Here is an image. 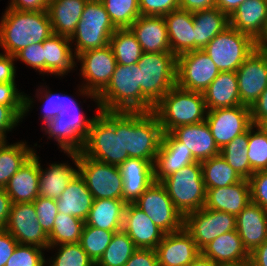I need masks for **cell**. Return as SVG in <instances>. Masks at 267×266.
<instances>
[{
  "label": "cell",
  "instance_id": "cell-1",
  "mask_svg": "<svg viewBox=\"0 0 267 266\" xmlns=\"http://www.w3.org/2000/svg\"><path fill=\"white\" fill-rule=\"evenodd\" d=\"M47 11H19L6 7L0 20V47L15 56L33 43H42L53 35Z\"/></svg>",
  "mask_w": 267,
  "mask_h": 266
},
{
  "label": "cell",
  "instance_id": "cell-2",
  "mask_svg": "<svg viewBox=\"0 0 267 266\" xmlns=\"http://www.w3.org/2000/svg\"><path fill=\"white\" fill-rule=\"evenodd\" d=\"M80 152L84 156L115 166L126 161L129 156L123 155L122 111H98Z\"/></svg>",
  "mask_w": 267,
  "mask_h": 266
},
{
  "label": "cell",
  "instance_id": "cell-3",
  "mask_svg": "<svg viewBox=\"0 0 267 266\" xmlns=\"http://www.w3.org/2000/svg\"><path fill=\"white\" fill-rule=\"evenodd\" d=\"M139 66L117 64L107 86L97 95L103 111L151 112L154 106L143 96Z\"/></svg>",
  "mask_w": 267,
  "mask_h": 266
},
{
  "label": "cell",
  "instance_id": "cell-4",
  "mask_svg": "<svg viewBox=\"0 0 267 266\" xmlns=\"http://www.w3.org/2000/svg\"><path fill=\"white\" fill-rule=\"evenodd\" d=\"M163 131L156 114L122 111L123 155L155 163Z\"/></svg>",
  "mask_w": 267,
  "mask_h": 266
},
{
  "label": "cell",
  "instance_id": "cell-5",
  "mask_svg": "<svg viewBox=\"0 0 267 266\" xmlns=\"http://www.w3.org/2000/svg\"><path fill=\"white\" fill-rule=\"evenodd\" d=\"M163 133H170L182 125L196 124L206 120L207 107L204 94L175 85L154 106Z\"/></svg>",
  "mask_w": 267,
  "mask_h": 266
},
{
  "label": "cell",
  "instance_id": "cell-6",
  "mask_svg": "<svg viewBox=\"0 0 267 266\" xmlns=\"http://www.w3.org/2000/svg\"><path fill=\"white\" fill-rule=\"evenodd\" d=\"M160 183L183 217L205 206L207 190L202 178L201 162L184 166L163 178Z\"/></svg>",
  "mask_w": 267,
  "mask_h": 266
},
{
  "label": "cell",
  "instance_id": "cell-7",
  "mask_svg": "<svg viewBox=\"0 0 267 266\" xmlns=\"http://www.w3.org/2000/svg\"><path fill=\"white\" fill-rule=\"evenodd\" d=\"M137 65L141 93L155 106L176 85L177 56L173 53H143Z\"/></svg>",
  "mask_w": 267,
  "mask_h": 266
},
{
  "label": "cell",
  "instance_id": "cell-8",
  "mask_svg": "<svg viewBox=\"0 0 267 266\" xmlns=\"http://www.w3.org/2000/svg\"><path fill=\"white\" fill-rule=\"evenodd\" d=\"M116 29L103 3L100 0H88L81 19L69 38L71 44L74 43L75 56L84 51L109 45L110 38Z\"/></svg>",
  "mask_w": 267,
  "mask_h": 266
},
{
  "label": "cell",
  "instance_id": "cell-9",
  "mask_svg": "<svg viewBox=\"0 0 267 266\" xmlns=\"http://www.w3.org/2000/svg\"><path fill=\"white\" fill-rule=\"evenodd\" d=\"M257 47L258 43L252 37L229 26L202 50L220 72H236Z\"/></svg>",
  "mask_w": 267,
  "mask_h": 266
},
{
  "label": "cell",
  "instance_id": "cell-10",
  "mask_svg": "<svg viewBox=\"0 0 267 266\" xmlns=\"http://www.w3.org/2000/svg\"><path fill=\"white\" fill-rule=\"evenodd\" d=\"M77 62L81 65L80 75L85 81L78 87L79 95L93 99L100 111L97 95L107 86L117 65L112 48L107 45L84 51L76 56Z\"/></svg>",
  "mask_w": 267,
  "mask_h": 266
},
{
  "label": "cell",
  "instance_id": "cell-11",
  "mask_svg": "<svg viewBox=\"0 0 267 266\" xmlns=\"http://www.w3.org/2000/svg\"><path fill=\"white\" fill-rule=\"evenodd\" d=\"M81 106H67L57 117L42 126L44 135L58 144L61 152L79 153L95 116L86 117Z\"/></svg>",
  "mask_w": 267,
  "mask_h": 266
},
{
  "label": "cell",
  "instance_id": "cell-12",
  "mask_svg": "<svg viewBox=\"0 0 267 266\" xmlns=\"http://www.w3.org/2000/svg\"><path fill=\"white\" fill-rule=\"evenodd\" d=\"M78 173L95 199L122 200L123 179L118 166L77 153Z\"/></svg>",
  "mask_w": 267,
  "mask_h": 266
},
{
  "label": "cell",
  "instance_id": "cell-13",
  "mask_svg": "<svg viewBox=\"0 0 267 266\" xmlns=\"http://www.w3.org/2000/svg\"><path fill=\"white\" fill-rule=\"evenodd\" d=\"M142 210L165 234L184 228V217L176 209L165 187L155 181L133 203Z\"/></svg>",
  "mask_w": 267,
  "mask_h": 266
},
{
  "label": "cell",
  "instance_id": "cell-14",
  "mask_svg": "<svg viewBox=\"0 0 267 266\" xmlns=\"http://www.w3.org/2000/svg\"><path fill=\"white\" fill-rule=\"evenodd\" d=\"M219 73L215 63L202 49L177 56L176 85L183 89L204 93Z\"/></svg>",
  "mask_w": 267,
  "mask_h": 266
},
{
  "label": "cell",
  "instance_id": "cell-15",
  "mask_svg": "<svg viewBox=\"0 0 267 266\" xmlns=\"http://www.w3.org/2000/svg\"><path fill=\"white\" fill-rule=\"evenodd\" d=\"M184 229L202 250L223 233L236 230V216L203 207L184 217Z\"/></svg>",
  "mask_w": 267,
  "mask_h": 266
},
{
  "label": "cell",
  "instance_id": "cell-16",
  "mask_svg": "<svg viewBox=\"0 0 267 266\" xmlns=\"http://www.w3.org/2000/svg\"><path fill=\"white\" fill-rule=\"evenodd\" d=\"M205 121L219 149L253 125L250 107L246 105L209 110Z\"/></svg>",
  "mask_w": 267,
  "mask_h": 266
},
{
  "label": "cell",
  "instance_id": "cell-17",
  "mask_svg": "<svg viewBox=\"0 0 267 266\" xmlns=\"http://www.w3.org/2000/svg\"><path fill=\"white\" fill-rule=\"evenodd\" d=\"M21 245H34L47 250L48 235L38 223L33 202L13 203L5 227Z\"/></svg>",
  "mask_w": 267,
  "mask_h": 266
},
{
  "label": "cell",
  "instance_id": "cell-18",
  "mask_svg": "<svg viewBox=\"0 0 267 266\" xmlns=\"http://www.w3.org/2000/svg\"><path fill=\"white\" fill-rule=\"evenodd\" d=\"M236 75L241 104L251 107L267 88V54L257 47Z\"/></svg>",
  "mask_w": 267,
  "mask_h": 266
},
{
  "label": "cell",
  "instance_id": "cell-19",
  "mask_svg": "<svg viewBox=\"0 0 267 266\" xmlns=\"http://www.w3.org/2000/svg\"><path fill=\"white\" fill-rule=\"evenodd\" d=\"M158 265L189 266L200 254L192 236L183 228L165 234L156 249Z\"/></svg>",
  "mask_w": 267,
  "mask_h": 266
},
{
  "label": "cell",
  "instance_id": "cell-20",
  "mask_svg": "<svg viewBox=\"0 0 267 266\" xmlns=\"http://www.w3.org/2000/svg\"><path fill=\"white\" fill-rule=\"evenodd\" d=\"M122 230L130 237L136 248L156 249L165 233L133 203H127Z\"/></svg>",
  "mask_w": 267,
  "mask_h": 266
},
{
  "label": "cell",
  "instance_id": "cell-21",
  "mask_svg": "<svg viewBox=\"0 0 267 266\" xmlns=\"http://www.w3.org/2000/svg\"><path fill=\"white\" fill-rule=\"evenodd\" d=\"M129 29L144 53H172L163 16L141 15Z\"/></svg>",
  "mask_w": 267,
  "mask_h": 266
},
{
  "label": "cell",
  "instance_id": "cell-22",
  "mask_svg": "<svg viewBox=\"0 0 267 266\" xmlns=\"http://www.w3.org/2000/svg\"><path fill=\"white\" fill-rule=\"evenodd\" d=\"M122 179V200L134 203L155 182L154 164L141 158H128L118 166Z\"/></svg>",
  "mask_w": 267,
  "mask_h": 266
},
{
  "label": "cell",
  "instance_id": "cell-23",
  "mask_svg": "<svg viewBox=\"0 0 267 266\" xmlns=\"http://www.w3.org/2000/svg\"><path fill=\"white\" fill-rule=\"evenodd\" d=\"M190 150L196 162H203L220 154L206 121L178 126L170 132Z\"/></svg>",
  "mask_w": 267,
  "mask_h": 266
},
{
  "label": "cell",
  "instance_id": "cell-24",
  "mask_svg": "<svg viewBox=\"0 0 267 266\" xmlns=\"http://www.w3.org/2000/svg\"><path fill=\"white\" fill-rule=\"evenodd\" d=\"M196 162L190 150L184 147L171 133H163L154 163V179L160 182L171 173Z\"/></svg>",
  "mask_w": 267,
  "mask_h": 266
},
{
  "label": "cell",
  "instance_id": "cell-25",
  "mask_svg": "<svg viewBox=\"0 0 267 266\" xmlns=\"http://www.w3.org/2000/svg\"><path fill=\"white\" fill-rule=\"evenodd\" d=\"M236 230L245 249L252 253L267 240V210L249 203L236 216Z\"/></svg>",
  "mask_w": 267,
  "mask_h": 266
},
{
  "label": "cell",
  "instance_id": "cell-26",
  "mask_svg": "<svg viewBox=\"0 0 267 266\" xmlns=\"http://www.w3.org/2000/svg\"><path fill=\"white\" fill-rule=\"evenodd\" d=\"M229 24L258 43L267 29V0H246L229 16Z\"/></svg>",
  "mask_w": 267,
  "mask_h": 266
},
{
  "label": "cell",
  "instance_id": "cell-27",
  "mask_svg": "<svg viewBox=\"0 0 267 266\" xmlns=\"http://www.w3.org/2000/svg\"><path fill=\"white\" fill-rule=\"evenodd\" d=\"M39 158L35 151L4 187L12 204L34 202L39 196Z\"/></svg>",
  "mask_w": 267,
  "mask_h": 266
},
{
  "label": "cell",
  "instance_id": "cell-28",
  "mask_svg": "<svg viewBox=\"0 0 267 266\" xmlns=\"http://www.w3.org/2000/svg\"><path fill=\"white\" fill-rule=\"evenodd\" d=\"M72 159L75 168L66 163H51L43 169L39 161V196L57 200L67 188L69 182L78 173V157L76 152H65Z\"/></svg>",
  "mask_w": 267,
  "mask_h": 266
},
{
  "label": "cell",
  "instance_id": "cell-29",
  "mask_svg": "<svg viewBox=\"0 0 267 266\" xmlns=\"http://www.w3.org/2000/svg\"><path fill=\"white\" fill-rule=\"evenodd\" d=\"M205 208L223 211L237 216L251 203L250 185L247 179H242L227 187L206 189Z\"/></svg>",
  "mask_w": 267,
  "mask_h": 266
},
{
  "label": "cell",
  "instance_id": "cell-30",
  "mask_svg": "<svg viewBox=\"0 0 267 266\" xmlns=\"http://www.w3.org/2000/svg\"><path fill=\"white\" fill-rule=\"evenodd\" d=\"M44 75L65 76L76 66V56L69 37L53 34L43 41ZM67 73V74H66Z\"/></svg>",
  "mask_w": 267,
  "mask_h": 266
},
{
  "label": "cell",
  "instance_id": "cell-31",
  "mask_svg": "<svg viewBox=\"0 0 267 266\" xmlns=\"http://www.w3.org/2000/svg\"><path fill=\"white\" fill-rule=\"evenodd\" d=\"M163 17L167 26L171 52L178 56L195 50L193 13L179 8Z\"/></svg>",
  "mask_w": 267,
  "mask_h": 266
},
{
  "label": "cell",
  "instance_id": "cell-32",
  "mask_svg": "<svg viewBox=\"0 0 267 266\" xmlns=\"http://www.w3.org/2000/svg\"><path fill=\"white\" fill-rule=\"evenodd\" d=\"M201 253L218 265L236 264L250 259L237 230H233L215 238Z\"/></svg>",
  "mask_w": 267,
  "mask_h": 266
},
{
  "label": "cell",
  "instance_id": "cell-33",
  "mask_svg": "<svg viewBox=\"0 0 267 266\" xmlns=\"http://www.w3.org/2000/svg\"><path fill=\"white\" fill-rule=\"evenodd\" d=\"M93 201V195L87 188L84 179L77 173L56 200V203L58 213L72 215L86 221Z\"/></svg>",
  "mask_w": 267,
  "mask_h": 266
},
{
  "label": "cell",
  "instance_id": "cell-34",
  "mask_svg": "<svg viewBox=\"0 0 267 266\" xmlns=\"http://www.w3.org/2000/svg\"><path fill=\"white\" fill-rule=\"evenodd\" d=\"M203 94L207 111L242 105L236 72H220Z\"/></svg>",
  "mask_w": 267,
  "mask_h": 266
},
{
  "label": "cell",
  "instance_id": "cell-35",
  "mask_svg": "<svg viewBox=\"0 0 267 266\" xmlns=\"http://www.w3.org/2000/svg\"><path fill=\"white\" fill-rule=\"evenodd\" d=\"M88 0H50L48 15L55 35L71 37Z\"/></svg>",
  "mask_w": 267,
  "mask_h": 266
},
{
  "label": "cell",
  "instance_id": "cell-36",
  "mask_svg": "<svg viewBox=\"0 0 267 266\" xmlns=\"http://www.w3.org/2000/svg\"><path fill=\"white\" fill-rule=\"evenodd\" d=\"M126 205L123 200L95 199L85 224L107 231H120Z\"/></svg>",
  "mask_w": 267,
  "mask_h": 266
},
{
  "label": "cell",
  "instance_id": "cell-37",
  "mask_svg": "<svg viewBox=\"0 0 267 266\" xmlns=\"http://www.w3.org/2000/svg\"><path fill=\"white\" fill-rule=\"evenodd\" d=\"M195 50L203 49L217 34L223 32L229 24V16L214 7L193 12Z\"/></svg>",
  "mask_w": 267,
  "mask_h": 266
},
{
  "label": "cell",
  "instance_id": "cell-38",
  "mask_svg": "<svg viewBox=\"0 0 267 266\" xmlns=\"http://www.w3.org/2000/svg\"><path fill=\"white\" fill-rule=\"evenodd\" d=\"M33 147L25 141L9 144L0 141V188L6 186L10 178L27 162L34 154Z\"/></svg>",
  "mask_w": 267,
  "mask_h": 266
},
{
  "label": "cell",
  "instance_id": "cell-39",
  "mask_svg": "<svg viewBox=\"0 0 267 266\" xmlns=\"http://www.w3.org/2000/svg\"><path fill=\"white\" fill-rule=\"evenodd\" d=\"M202 178L206 189L227 187L240 182L243 178L218 154L203 162Z\"/></svg>",
  "mask_w": 267,
  "mask_h": 266
},
{
  "label": "cell",
  "instance_id": "cell-40",
  "mask_svg": "<svg viewBox=\"0 0 267 266\" xmlns=\"http://www.w3.org/2000/svg\"><path fill=\"white\" fill-rule=\"evenodd\" d=\"M109 45L112 48L117 64H136L144 53L135 35L129 28L116 29L110 38Z\"/></svg>",
  "mask_w": 267,
  "mask_h": 266
},
{
  "label": "cell",
  "instance_id": "cell-41",
  "mask_svg": "<svg viewBox=\"0 0 267 266\" xmlns=\"http://www.w3.org/2000/svg\"><path fill=\"white\" fill-rule=\"evenodd\" d=\"M249 130L236 136L220 149L221 156L243 179H249L254 173L248 158Z\"/></svg>",
  "mask_w": 267,
  "mask_h": 266
},
{
  "label": "cell",
  "instance_id": "cell-42",
  "mask_svg": "<svg viewBox=\"0 0 267 266\" xmlns=\"http://www.w3.org/2000/svg\"><path fill=\"white\" fill-rule=\"evenodd\" d=\"M85 221L63 213H58L52 231L48 234L49 246L78 243Z\"/></svg>",
  "mask_w": 267,
  "mask_h": 266
},
{
  "label": "cell",
  "instance_id": "cell-43",
  "mask_svg": "<svg viewBox=\"0 0 267 266\" xmlns=\"http://www.w3.org/2000/svg\"><path fill=\"white\" fill-rule=\"evenodd\" d=\"M137 248L123 231H117L96 266H125Z\"/></svg>",
  "mask_w": 267,
  "mask_h": 266
},
{
  "label": "cell",
  "instance_id": "cell-44",
  "mask_svg": "<svg viewBox=\"0 0 267 266\" xmlns=\"http://www.w3.org/2000/svg\"><path fill=\"white\" fill-rule=\"evenodd\" d=\"M117 29L129 28L140 16L138 0H100Z\"/></svg>",
  "mask_w": 267,
  "mask_h": 266
},
{
  "label": "cell",
  "instance_id": "cell-45",
  "mask_svg": "<svg viewBox=\"0 0 267 266\" xmlns=\"http://www.w3.org/2000/svg\"><path fill=\"white\" fill-rule=\"evenodd\" d=\"M115 232L117 231H107L84 224L79 243L95 264L104 254Z\"/></svg>",
  "mask_w": 267,
  "mask_h": 266
},
{
  "label": "cell",
  "instance_id": "cell-46",
  "mask_svg": "<svg viewBox=\"0 0 267 266\" xmlns=\"http://www.w3.org/2000/svg\"><path fill=\"white\" fill-rule=\"evenodd\" d=\"M36 89L37 92L35 96L38 100L43 103L42 109L43 113L40 118H42L43 125L57 117L67 106H80V103L76 102L72 96L63 93H53L49 90L47 86ZM48 89V90H47Z\"/></svg>",
  "mask_w": 267,
  "mask_h": 266
},
{
  "label": "cell",
  "instance_id": "cell-47",
  "mask_svg": "<svg viewBox=\"0 0 267 266\" xmlns=\"http://www.w3.org/2000/svg\"><path fill=\"white\" fill-rule=\"evenodd\" d=\"M54 248L57 252L48 260L53 266H96L79 242L49 246L47 251Z\"/></svg>",
  "mask_w": 267,
  "mask_h": 266
},
{
  "label": "cell",
  "instance_id": "cell-48",
  "mask_svg": "<svg viewBox=\"0 0 267 266\" xmlns=\"http://www.w3.org/2000/svg\"><path fill=\"white\" fill-rule=\"evenodd\" d=\"M247 150L252 171L267 170V135L257 125L249 128Z\"/></svg>",
  "mask_w": 267,
  "mask_h": 266
},
{
  "label": "cell",
  "instance_id": "cell-49",
  "mask_svg": "<svg viewBox=\"0 0 267 266\" xmlns=\"http://www.w3.org/2000/svg\"><path fill=\"white\" fill-rule=\"evenodd\" d=\"M16 82L0 83V104L10 106L22 119L33 107V100L16 87ZM30 109V110H29Z\"/></svg>",
  "mask_w": 267,
  "mask_h": 266
},
{
  "label": "cell",
  "instance_id": "cell-50",
  "mask_svg": "<svg viewBox=\"0 0 267 266\" xmlns=\"http://www.w3.org/2000/svg\"><path fill=\"white\" fill-rule=\"evenodd\" d=\"M42 251L38 246L18 244L5 266H42L46 259Z\"/></svg>",
  "mask_w": 267,
  "mask_h": 266
},
{
  "label": "cell",
  "instance_id": "cell-51",
  "mask_svg": "<svg viewBox=\"0 0 267 266\" xmlns=\"http://www.w3.org/2000/svg\"><path fill=\"white\" fill-rule=\"evenodd\" d=\"M37 214L38 223L48 235L54 226L58 214V207L55 199L38 196L33 202Z\"/></svg>",
  "mask_w": 267,
  "mask_h": 266
},
{
  "label": "cell",
  "instance_id": "cell-52",
  "mask_svg": "<svg viewBox=\"0 0 267 266\" xmlns=\"http://www.w3.org/2000/svg\"><path fill=\"white\" fill-rule=\"evenodd\" d=\"M15 60H21L24 64L37 70L44 75V48L42 43H33L19 51L15 56Z\"/></svg>",
  "mask_w": 267,
  "mask_h": 266
},
{
  "label": "cell",
  "instance_id": "cell-53",
  "mask_svg": "<svg viewBox=\"0 0 267 266\" xmlns=\"http://www.w3.org/2000/svg\"><path fill=\"white\" fill-rule=\"evenodd\" d=\"M248 181L251 202L267 210V170L254 172Z\"/></svg>",
  "mask_w": 267,
  "mask_h": 266
},
{
  "label": "cell",
  "instance_id": "cell-54",
  "mask_svg": "<svg viewBox=\"0 0 267 266\" xmlns=\"http://www.w3.org/2000/svg\"><path fill=\"white\" fill-rule=\"evenodd\" d=\"M141 15L164 16L180 8L179 0H138Z\"/></svg>",
  "mask_w": 267,
  "mask_h": 266
},
{
  "label": "cell",
  "instance_id": "cell-55",
  "mask_svg": "<svg viewBox=\"0 0 267 266\" xmlns=\"http://www.w3.org/2000/svg\"><path fill=\"white\" fill-rule=\"evenodd\" d=\"M22 118L7 105L0 104V141H8L7 132H11L19 125Z\"/></svg>",
  "mask_w": 267,
  "mask_h": 266
},
{
  "label": "cell",
  "instance_id": "cell-56",
  "mask_svg": "<svg viewBox=\"0 0 267 266\" xmlns=\"http://www.w3.org/2000/svg\"><path fill=\"white\" fill-rule=\"evenodd\" d=\"M125 266H158L156 251L154 249L137 248Z\"/></svg>",
  "mask_w": 267,
  "mask_h": 266
},
{
  "label": "cell",
  "instance_id": "cell-57",
  "mask_svg": "<svg viewBox=\"0 0 267 266\" xmlns=\"http://www.w3.org/2000/svg\"><path fill=\"white\" fill-rule=\"evenodd\" d=\"M18 244L8 231H0V266H5Z\"/></svg>",
  "mask_w": 267,
  "mask_h": 266
},
{
  "label": "cell",
  "instance_id": "cell-58",
  "mask_svg": "<svg viewBox=\"0 0 267 266\" xmlns=\"http://www.w3.org/2000/svg\"><path fill=\"white\" fill-rule=\"evenodd\" d=\"M14 61V56L0 53V83L15 82L17 68Z\"/></svg>",
  "mask_w": 267,
  "mask_h": 266
},
{
  "label": "cell",
  "instance_id": "cell-59",
  "mask_svg": "<svg viewBox=\"0 0 267 266\" xmlns=\"http://www.w3.org/2000/svg\"><path fill=\"white\" fill-rule=\"evenodd\" d=\"M9 8L19 11H47L50 0H11Z\"/></svg>",
  "mask_w": 267,
  "mask_h": 266
},
{
  "label": "cell",
  "instance_id": "cell-60",
  "mask_svg": "<svg viewBox=\"0 0 267 266\" xmlns=\"http://www.w3.org/2000/svg\"><path fill=\"white\" fill-rule=\"evenodd\" d=\"M250 112L251 120L254 125H258L262 120L267 119V88L250 107Z\"/></svg>",
  "mask_w": 267,
  "mask_h": 266
},
{
  "label": "cell",
  "instance_id": "cell-61",
  "mask_svg": "<svg viewBox=\"0 0 267 266\" xmlns=\"http://www.w3.org/2000/svg\"><path fill=\"white\" fill-rule=\"evenodd\" d=\"M180 9L197 12L215 7V0H179Z\"/></svg>",
  "mask_w": 267,
  "mask_h": 266
},
{
  "label": "cell",
  "instance_id": "cell-62",
  "mask_svg": "<svg viewBox=\"0 0 267 266\" xmlns=\"http://www.w3.org/2000/svg\"><path fill=\"white\" fill-rule=\"evenodd\" d=\"M12 202L3 188H0V231L5 230Z\"/></svg>",
  "mask_w": 267,
  "mask_h": 266
},
{
  "label": "cell",
  "instance_id": "cell-63",
  "mask_svg": "<svg viewBox=\"0 0 267 266\" xmlns=\"http://www.w3.org/2000/svg\"><path fill=\"white\" fill-rule=\"evenodd\" d=\"M253 266H267V240L250 253Z\"/></svg>",
  "mask_w": 267,
  "mask_h": 266
},
{
  "label": "cell",
  "instance_id": "cell-64",
  "mask_svg": "<svg viewBox=\"0 0 267 266\" xmlns=\"http://www.w3.org/2000/svg\"><path fill=\"white\" fill-rule=\"evenodd\" d=\"M246 0H215V7L230 16Z\"/></svg>",
  "mask_w": 267,
  "mask_h": 266
},
{
  "label": "cell",
  "instance_id": "cell-65",
  "mask_svg": "<svg viewBox=\"0 0 267 266\" xmlns=\"http://www.w3.org/2000/svg\"><path fill=\"white\" fill-rule=\"evenodd\" d=\"M189 266H220L202 253Z\"/></svg>",
  "mask_w": 267,
  "mask_h": 266
},
{
  "label": "cell",
  "instance_id": "cell-66",
  "mask_svg": "<svg viewBox=\"0 0 267 266\" xmlns=\"http://www.w3.org/2000/svg\"><path fill=\"white\" fill-rule=\"evenodd\" d=\"M220 266H253L251 260H246L244 262H241V263H236V264H223V265H220Z\"/></svg>",
  "mask_w": 267,
  "mask_h": 266
},
{
  "label": "cell",
  "instance_id": "cell-67",
  "mask_svg": "<svg viewBox=\"0 0 267 266\" xmlns=\"http://www.w3.org/2000/svg\"><path fill=\"white\" fill-rule=\"evenodd\" d=\"M257 126L267 135V119L262 120Z\"/></svg>",
  "mask_w": 267,
  "mask_h": 266
},
{
  "label": "cell",
  "instance_id": "cell-68",
  "mask_svg": "<svg viewBox=\"0 0 267 266\" xmlns=\"http://www.w3.org/2000/svg\"><path fill=\"white\" fill-rule=\"evenodd\" d=\"M258 44H267V29L265 31L264 36L260 39V41L258 42Z\"/></svg>",
  "mask_w": 267,
  "mask_h": 266
},
{
  "label": "cell",
  "instance_id": "cell-69",
  "mask_svg": "<svg viewBox=\"0 0 267 266\" xmlns=\"http://www.w3.org/2000/svg\"><path fill=\"white\" fill-rule=\"evenodd\" d=\"M258 48L267 54V44H258Z\"/></svg>",
  "mask_w": 267,
  "mask_h": 266
},
{
  "label": "cell",
  "instance_id": "cell-70",
  "mask_svg": "<svg viewBox=\"0 0 267 266\" xmlns=\"http://www.w3.org/2000/svg\"><path fill=\"white\" fill-rule=\"evenodd\" d=\"M47 264H50L49 266H53L50 262L48 263V261L45 259V261L43 262V265L42 266H45Z\"/></svg>",
  "mask_w": 267,
  "mask_h": 266
}]
</instances>
